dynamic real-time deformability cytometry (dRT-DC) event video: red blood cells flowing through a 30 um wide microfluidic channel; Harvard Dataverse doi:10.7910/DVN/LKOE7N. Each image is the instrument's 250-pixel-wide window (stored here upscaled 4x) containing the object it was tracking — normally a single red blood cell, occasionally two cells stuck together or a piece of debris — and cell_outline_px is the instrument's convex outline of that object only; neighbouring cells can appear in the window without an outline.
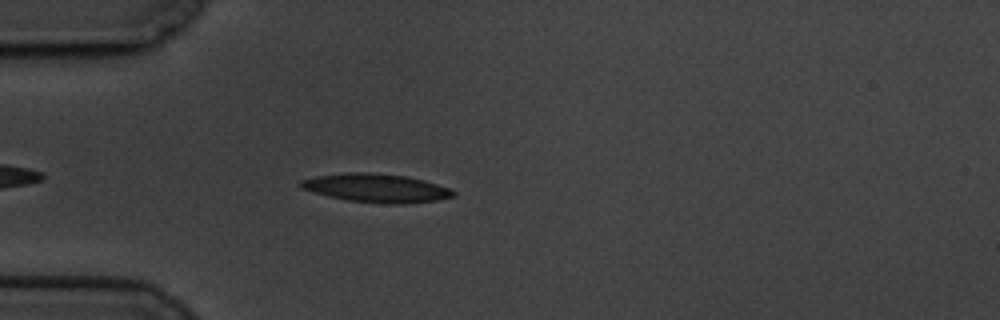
{"species": "common noctule bat (a hibernating species)", "species_latin": "Nyctalus noctula", "temperature_condition": "cold", "stored_images_in_passage": 45, "camera_frame_rate_fps": 3000, "um_per_image_px": 0.085, "animal": {"sex": "male", "body_mass_g": 19.5, "forearm_length_mm": 54.6}, "frame": {"image": 1, "passage_image": 5, "time_ms": 1.333, "image_size_px": [1000, 320], "cell_outline_px": [[456, 196], [440, 200], [408, 204], [388, 204], [348, 200], [328, 196], [300, 188], [300, 180], [316, 176], [344, 172], [368, 172], [408, 176], [424, 180], [448, 188], [456, 192]], "centroid_in_image_um": [32.01, 15.98], "position_along_channel_um": 53.0, "area_um2": 25.55}}
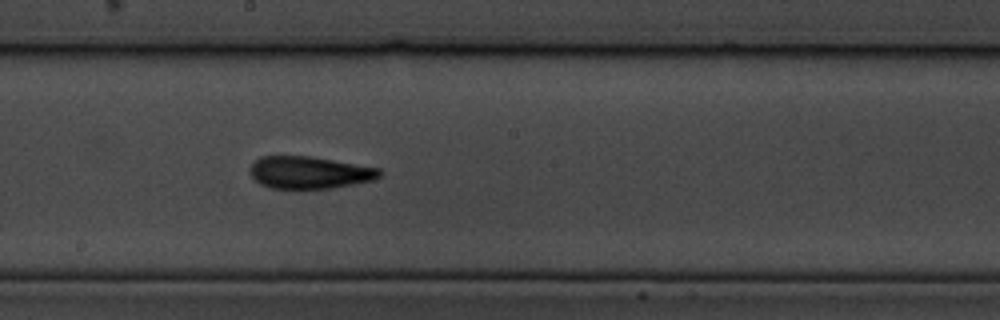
{"frame": {"image": 2, "passage_image": 21, "time_ms": 6.667, "image_size_px": [1000, 320], "cell_outline_px": [[384, 172], [380, 176], [372, 180], [352, 184], [328, 188], [268, 188], [260, 184], [252, 176], [252, 164], [260, 156], [308, 156], [380, 168]], "centroid_in_image_um": [26.31, 14.66], "position_along_channel_um": 221.9, "area_um2": 23.99}}
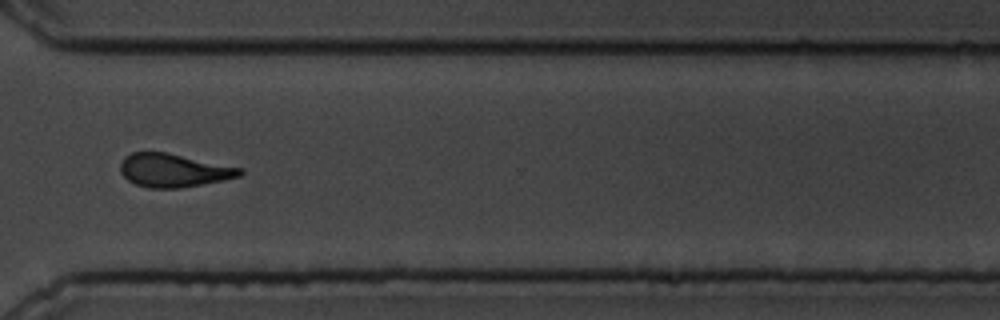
{"frame": {"image": 3, "passage_image": 33, "time_ms": 10.667, "image_size_px": [1000, 320], "cell_outline_px": [[244, 172], [240, 176], [224, 180], [180, 188], [148, 188], [136, 184], [128, 180], [120, 172], [120, 164], [124, 156], [132, 152], [164, 152], [244, 168]], "centroid_in_image_um": [14.76, 14.48], "position_along_channel_um": 355.8, "area_um2": 23.24}, "authors_computed_cell_mechanics": {"area_um2": 23.7558, "velocity_mm_per_s": 3.3484, "shape_relaxation_time_tau1_ms": 4.127, "shape_relaxation_time_tau2_ms": 2.7831, "deformation_change_tau1": 0.1792, "deformation_change_tau2": 0.1245}}